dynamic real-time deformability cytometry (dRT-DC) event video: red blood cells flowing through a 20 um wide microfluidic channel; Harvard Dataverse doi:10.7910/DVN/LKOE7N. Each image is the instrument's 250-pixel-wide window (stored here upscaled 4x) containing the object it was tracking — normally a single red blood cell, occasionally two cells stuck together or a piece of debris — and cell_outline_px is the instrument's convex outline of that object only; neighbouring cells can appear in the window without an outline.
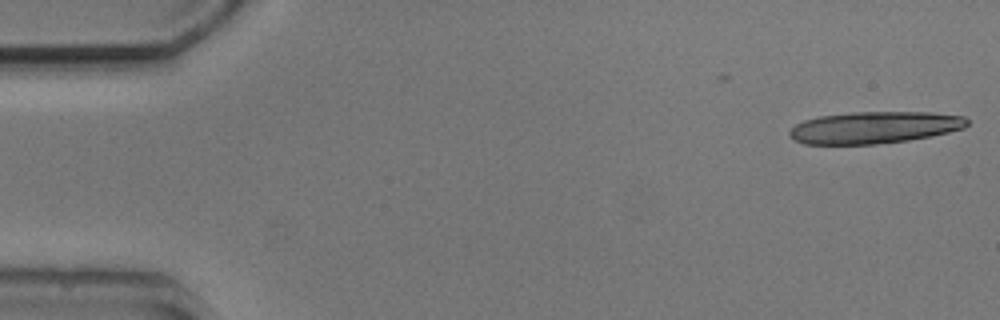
{"species": "common noctule bat (a hibernating species)", "species_latin": "Nyctalus noctula", "temperature_condition": "cold", "stored_images_in_passage": 6, "camera_frame_rate_fps": 3000, "um_per_image_px": 0.085, "animal": {"sex": "male", "body_mass_g": 20.5, "forearm_length_mm": 52.5}, "frame": {"image": 1, "passage_image": 1, "time_ms": 0.0, "image_size_px": [1000, 320], "cell_outline_px": [[968, 124], [964, 128], [948, 132], [908, 140], [876, 144], [804, 144], [788, 136], [788, 132], [796, 124], [804, 120], [820, 116], [852, 112], [932, 112], [964, 116], [968, 120]], "centroid_in_image_um": [74.31, 10.83], "position_along_channel_um": 10.7, "area_um2": 32.95}}